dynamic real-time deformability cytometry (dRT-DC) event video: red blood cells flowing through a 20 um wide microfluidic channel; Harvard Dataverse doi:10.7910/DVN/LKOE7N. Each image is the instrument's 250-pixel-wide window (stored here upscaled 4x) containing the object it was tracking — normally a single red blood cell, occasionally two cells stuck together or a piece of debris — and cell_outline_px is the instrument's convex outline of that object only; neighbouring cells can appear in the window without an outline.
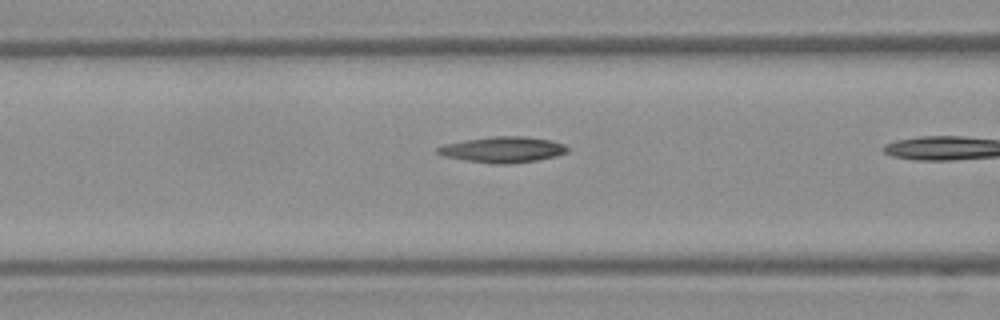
{"species": "Egyptian fruit bat (a non-hibernating species)", "species_latin": "Rousettus aegyptiacus", "temperature_condition": "warm", "stored_images_in_passage": 5, "camera_frame_rate_fps": 3000, "um_per_image_px": 0.085, "frame": {"image": 1, "passage_image": 4, "time_ms": 1.0, "image_size_px": [1000, 320], "cell_outline_px": [[568, 152], [556, 156], [536, 160], [512, 164], [492, 164], [444, 156], [436, 152], [436, 148], [444, 144], [468, 140], [496, 136], [524, 136], [552, 140], [564, 144], [568, 148]], "centroid_in_image_um": [42.78, 12.72], "position_along_channel_um": 123.8, "area_um2": 19.42}}